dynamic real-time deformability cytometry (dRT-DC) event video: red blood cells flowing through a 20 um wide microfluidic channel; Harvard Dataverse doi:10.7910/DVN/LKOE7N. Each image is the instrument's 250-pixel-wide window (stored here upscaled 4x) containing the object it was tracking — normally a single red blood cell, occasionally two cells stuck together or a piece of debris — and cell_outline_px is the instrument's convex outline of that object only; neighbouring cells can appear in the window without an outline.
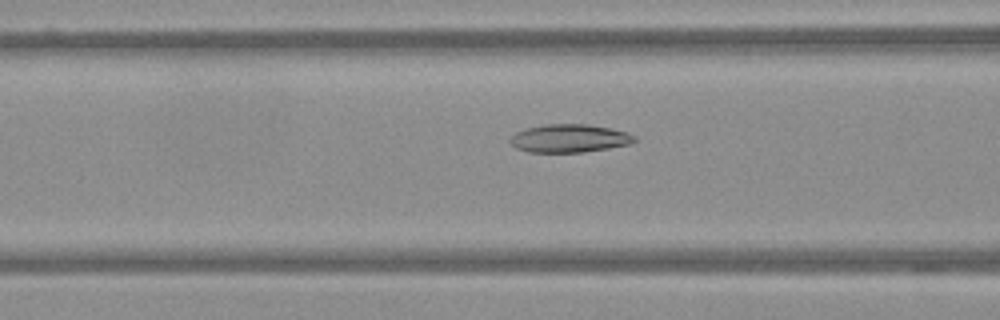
{"species": "Egyptian fruit bat (a non-hibernating species)", "species_latin": "Rousettus aegyptiacus", "temperature_condition": "warm", "stored_images_in_passage": 56, "camera_frame_rate_fps": 3000, "um_per_image_px": 0.085, "frame": {"image": 1, "passage_image": 24, "time_ms": 7.667, "image_size_px": [1000, 320], "cell_outline_px": [[636, 140], [628, 144], [608, 148], [584, 152], [528, 152], [516, 148], [508, 140], [516, 132], [524, 128], [544, 124], [588, 124], [612, 128], [628, 132], [636, 136]], "centroid_in_image_um": [48.39, 11.75], "position_along_channel_um": 118.2, "area_um2": 20.52}}
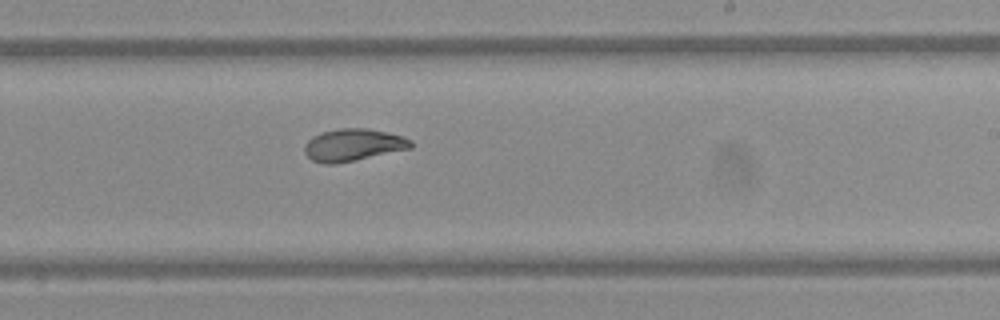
{"frame": {"image": 2, "passage_image": 36, "time_ms": 11.667, "image_size_px": [1000, 320], "cell_outline_px": [[412, 148], [336, 164], [324, 164], [312, 160], [304, 152], [304, 144], [312, 136], [324, 132], [340, 128], [368, 128], [404, 136], [412, 140]], "centroid_in_image_um": [30.02, 12.32], "position_along_channel_um": 259.0, "area_um2": 20.0}}
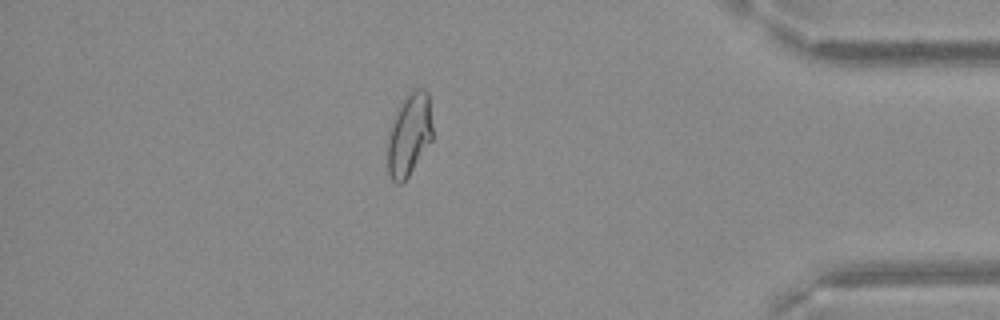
{"frame": {"image": 3, "passage_image": 51, "time_ms": 16.667, "image_size_px": [1000, 320], "cell_outline_px": [[432, 140], [408, 176], [400, 184], [396, 184], [392, 180], [388, 172], [388, 132], [392, 120], [404, 96], [412, 88], [424, 88], [428, 92], [432, 124]], "centroid_in_image_um": [34.78, 11.39], "position_along_channel_um": 400.4, "area_um2": 21.79}}